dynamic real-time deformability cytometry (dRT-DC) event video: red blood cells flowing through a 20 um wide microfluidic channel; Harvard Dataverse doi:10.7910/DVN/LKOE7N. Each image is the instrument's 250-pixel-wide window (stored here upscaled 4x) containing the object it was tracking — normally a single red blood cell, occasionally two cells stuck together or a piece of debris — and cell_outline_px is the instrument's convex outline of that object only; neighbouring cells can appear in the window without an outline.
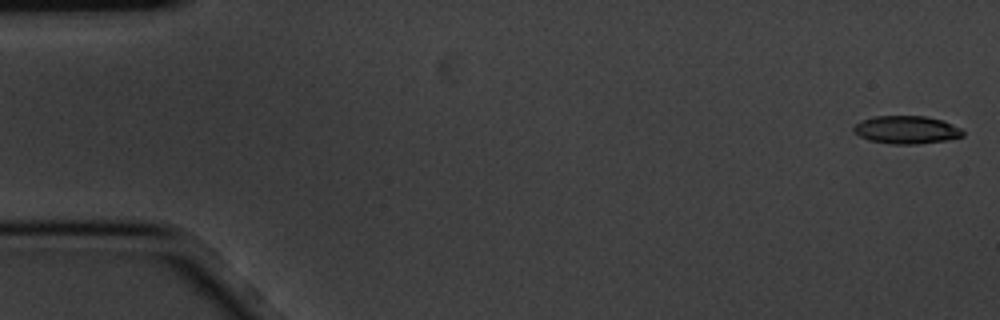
{"species": "common noctule bat (a hibernating species)", "species_latin": "Nyctalus noctula", "temperature_condition": "cold", "stored_images_in_passage": 4, "camera_frame_rate_fps": 3000, "um_per_image_px": 0.085, "animal": {"sex": "male", "body_mass_g": 20.1, "forearm_length_mm": 53.5}, "frame": {"image": 1, "passage_image": 1, "time_ms": 0.0, "image_size_px": [1000, 320], "cell_outline_px": [[964, 136], [944, 140], [916, 144], [892, 144], [868, 140], [852, 132], [852, 128], [860, 120], [872, 116], [928, 116], [944, 120], [960, 128], [964, 132]], "centroid_in_image_um": [77.02, 11.02], "position_along_channel_um": 8.0, "area_um2": 17.92}}